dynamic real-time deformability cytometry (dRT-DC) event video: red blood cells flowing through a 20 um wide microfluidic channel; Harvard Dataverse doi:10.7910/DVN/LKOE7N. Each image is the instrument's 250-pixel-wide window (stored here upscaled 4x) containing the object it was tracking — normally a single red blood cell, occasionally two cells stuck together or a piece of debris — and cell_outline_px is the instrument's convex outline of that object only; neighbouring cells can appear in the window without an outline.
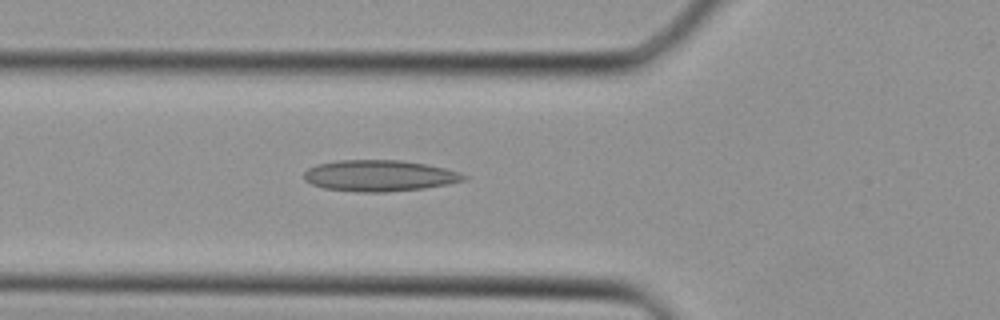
{"species": "Egyptian fruit bat (a non-hibernating species)", "species_latin": "Rousettus aegyptiacus", "temperature_condition": "cold", "stored_images_in_passage": 37, "camera_frame_rate_fps": 3000, "um_per_image_px": 0.085, "animal": {"sex": "female"}, "frame": {"image": 1, "passage_image": 13, "time_ms": 4.0, "image_size_px": [1000, 320], "cell_outline_px": [[468, 176], [464, 180], [448, 184], [424, 188], [384, 192], [364, 192], [324, 188], [312, 184], [304, 180], [304, 172], [308, 168], [316, 164], [336, 160], [400, 160], [424, 164], [444, 168], [460, 172]], "centroid_in_image_um": [32.23, 14.93], "position_along_channel_um": 93.6, "area_um2": 28.96}}
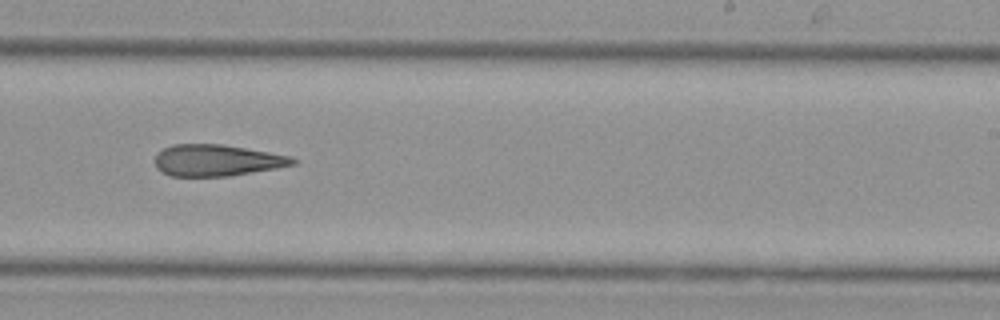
{"frame": {"image": 2, "passage_image": 23, "time_ms": 7.333, "image_size_px": [1000, 320], "cell_outline_px": [[300, 160], [296, 164], [276, 168], [228, 176], [172, 176], [156, 168], [156, 156], [164, 148], [172, 144], [224, 144], [292, 156]], "centroid_in_image_um": [18.49, 13.62], "position_along_channel_um": 270.5, "area_um2": 25.26}}
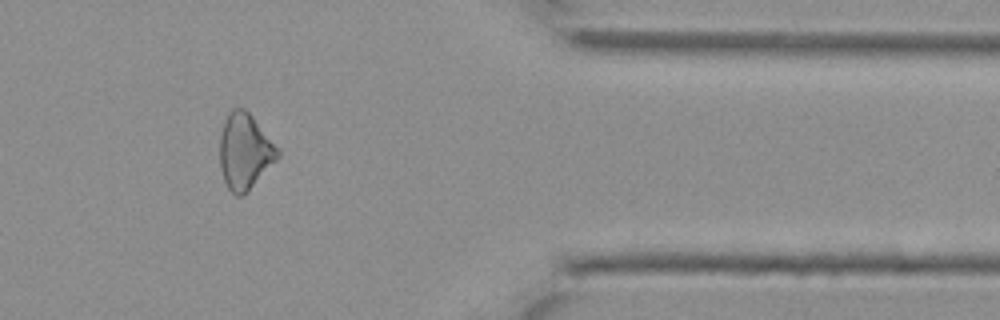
{"frame": {"image": 3, "passage_image": 31, "time_ms": 10.0, "image_size_px": [1000, 320], "cell_outline_px": [[280, 156], [248, 192], [240, 196], [236, 196], [228, 188], [224, 180], [220, 168], [220, 136], [224, 120], [228, 112], [232, 108], [244, 108], [252, 116], [280, 148]], "centroid_in_image_um": [20.82, 12.87], "position_along_channel_um": 390.6, "area_um2": 25.78}}